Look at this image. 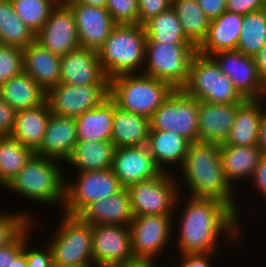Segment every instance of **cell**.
I'll list each match as a JSON object with an SVG mask.
<instances>
[{
    "label": "cell",
    "instance_id": "23",
    "mask_svg": "<svg viewBox=\"0 0 266 267\" xmlns=\"http://www.w3.org/2000/svg\"><path fill=\"white\" fill-rule=\"evenodd\" d=\"M265 111L266 98L246 99L237 108L229 136L220 146H257L259 127Z\"/></svg>",
    "mask_w": 266,
    "mask_h": 267
},
{
    "label": "cell",
    "instance_id": "28",
    "mask_svg": "<svg viewBox=\"0 0 266 267\" xmlns=\"http://www.w3.org/2000/svg\"><path fill=\"white\" fill-rule=\"evenodd\" d=\"M150 119L123 110L114 102V118L111 141L115 148L136 147L148 144Z\"/></svg>",
    "mask_w": 266,
    "mask_h": 267
},
{
    "label": "cell",
    "instance_id": "38",
    "mask_svg": "<svg viewBox=\"0 0 266 267\" xmlns=\"http://www.w3.org/2000/svg\"><path fill=\"white\" fill-rule=\"evenodd\" d=\"M14 11L35 34L44 26L55 5L50 0H11Z\"/></svg>",
    "mask_w": 266,
    "mask_h": 267
},
{
    "label": "cell",
    "instance_id": "30",
    "mask_svg": "<svg viewBox=\"0 0 266 267\" xmlns=\"http://www.w3.org/2000/svg\"><path fill=\"white\" fill-rule=\"evenodd\" d=\"M113 118L114 101L108 97L99 106L75 118L78 141H111Z\"/></svg>",
    "mask_w": 266,
    "mask_h": 267
},
{
    "label": "cell",
    "instance_id": "54",
    "mask_svg": "<svg viewBox=\"0 0 266 267\" xmlns=\"http://www.w3.org/2000/svg\"><path fill=\"white\" fill-rule=\"evenodd\" d=\"M55 6L70 5L73 0H50Z\"/></svg>",
    "mask_w": 266,
    "mask_h": 267
},
{
    "label": "cell",
    "instance_id": "24",
    "mask_svg": "<svg viewBox=\"0 0 266 267\" xmlns=\"http://www.w3.org/2000/svg\"><path fill=\"white\" fill-rule=\"evenodd\" d=\"M23 68L46 93L60 83L61 57L36 41L23 48Z\"/></svg>",
    "mask_w": 266,
    "mask_h": 267
},
{
    "label": "cell",
    "instance_id": "45",
    "mask_svg": "<svg viewBox=\"0 0 266 267\" xmlns=\"http://www.w3.org/2000/svg\"><path fill=\"white\" fill-rule=\"evenodd\" d=\"M220 252L216 253H197V254H179V259H177L178 263L170 262L166 266L161 267H213L210 259L217 258ZM217 255V256H216ZM181 258V259H180ZM211 261V262H210ZM169 265V266H168Z\"/></svg>",
    "mask_w": 266,
    "mask_h": 267
},
{
    "label": "cell",
    "instance_id": "11",
    "mask_svg": "<svg viewBox=\"0 0 266 267\" xmlns=\"http://www.w3.org/2000/svg\"><path fill=\"white\" fill-rule=\"evenodd\" d=\"M174 216L142 215L134 217L130 223L132 252L137 262H155L165 252L174 236ZM174 224V225H173ZM174 226V227H173ZM160 254V255H159Z\"/></svg>",
    "mask_w": 266,
    "mask_h": 267
},
{
    "label": "cell",
    "instance_id": "9",
    "mask_svg": "<svg viewBox=\"0 0 266 267\" xmlns=\"http://www.w3.org/2000/svg\"><path fill=\"white\" fill-rule=\"evenodd\" d=\"M196 53L194 44L147 42L142 74L181 89L189 78L190 63Z\"/></svg>",
    "mask_w": 266,
    "mask_h": 267
},
{
    "label": "cell",
    "instance_id": "39",
    "mask_svg": "<svg viewBox=\"0 0 266 267\" xmlns=\"http://www.w3.org/2000/svg\"><path fill=\"white\" fill-rule=\"evenodd\" d=\"M23 71V49L0 44V86Z\"/></svg>",
    "mask_w": 266,
    "mask_h": 267
},
{
    "label": "cell",
    "instance_id": "3",
    "mask_svg": "<svg viewBox=\"0 0 266 267\" xmlns=\"http://www.w3.org/2000/svg\"><path fill=\"white\" fill-rule=\"evenodd\" d=\"M58 161V162H57ZM60 160L33 154L18 174L4 187L38 204L61 206L65 203V172ZM62 168V169H61ZM64 173V174H63Z\"/></svg>",
    "mask_w": 266,
    "mask_h": 267
},
{
    "label": "cell",
    "instance_id": "46",
    "mask_svg": "<svg viewBox=\"0 0 266 267\" xmlns=\"http://www.w3.org/2000/svg\"><path fill=\"white\" fill-rule=\"evenodd\" d=\"M17 111L0 98V136L11 135L16 123Z\"/></svg>",
    "mask_w": 266,
    "mask_h": 267
},
{
    "label": "cell",
    "instance_id": "15",
    "mask_svg": "<svg viewBox=\"0 0 266 267\" xmlns=\"http://www.w3.org/2000/svg\"><path fill=\"white\" fill-rule=\"evenodd\" d=\"M210 57L245 99L266 98V88L252 56L244 55L238 50H229L216 52Z\"/></svg>",
    "mask_w": 266,
    "mask_h": 267
},
{
    "label": "cell",
    "instance_id": "4",
    "mask_svg": "<svg viewBox=\"0 0 266 267\" xmlns=\"http://www.w3.org/2000/svg\"><path fill=\"white\" fill-rule=\"evenodd\" d=\"M147 36L139 24H117L99 49L101 67L108 79L121 74L142 73Z\"/></svg>",
    "mask_w": 266,
    "mask_h": 267
},
{
    "label": "cell",
    "instance_id": "32",
    "mask_svg": "<svg viewBox=\"0 0 266 267\" xmlns=\"http://www.w3.org/2000/svg\"><path fill=\"white\" fill-rule=\"evenodd\" d=\"M115 146L112 141H77L71 157L65 162L76 172L100 171L112 168Z\"/></svg>",
    "mask_w": 266,
    "mask_h": 267
},
{
    "label": "cell",
    "instance_id": "42",
    "mask_svg": "<svg viewBox=\"0 0 266 267\" xmlns=\"http://www.w3.org/2000/svg\"><path fill=\"white\" fill-rule=\"evenodd\" d=\"M106 8L116 24H138L137 0H107Z\"/></svg>",
    "mask_w": 266,
    "mask_h": 267
},
{
    "label": "cell",
    "instance_id": "2",
    "mask_svg": "<svg viewBox=\"0 0 266 267\" xmlns=\"http://www.w3.org/2000/svg\"><path fill=\"white\" fill-rule=\"evenodd\" d=\"M180 172L174 173L180 176L176 180L179 190L182 183L187 196L193 198L214 199L225 203L240 219V210L233 193V187L227 181L220 159V145L208 142H192L188 147L187 154ZM185 181V182H184ZM189 191V192H188ZM235 198V200H234Z\"/></svg>",
    "mask_w": 266,
    "mask_h": 267
},
{
    "label": "cell",
    "instance_id": "18",
    "mask_svg": "<svg viewBox=\"0 0 266 267\" xmlns=\"http://www.w3.org/2000/svg\"><path fill=\"white\" fill-rule=\"evenodd\" d=\"M60 83L73 86L109 85L95 50L79 47L61 57Z\"/></svg>",
    "mask_w": 266,
    "mask_h": 267
},
{
    "label": "cell",
    "instance_id": "27",
    "mask_svg": "<svg viewBox=\"0 0 266 267\" xmlns=\"http://www.w3.org/2000/svg\"><path fill=\"white\" fill-rule=\"evenodd\" d=\"M51 114L47 100L38 107L17 111L16 123L11 136L35 153L43 142Z\"/></svg>",
    "mask_w": 266,
    "mask_h": 267
},
{
    "label": "cell",
    "instance_id": "49",
    "mask_svg": "<svg viewBox=\"0 0 266 267\" xmlns=\"http://www.w3.org/2000/svg\"><path fill=\"white\" fill-rule=\"evenodd\" d=\"M227 0H197L198 5L211 20L218 18L226 11Z\"/></svg>",
    "mask_w": 266,
    "mask_h": 267
},
{
    "label": "cell",
    "instance_id": "17",
    "mask_svg": "<svg viewBox=\"0 0 266 267\" xmlns=\"http://www.w3.org/2000/svg\"><path fill=\"white\" fill-rule=\"evenodd\" d=\"M112 170L124 188L162 172L155 164L148 144L115 148Z\"/></svg>",
    "mask_w": 266,
    "mask_h": 267
},
{
    "label": "cell",
    "instance_id": "44",
    "mask_svg": "<svg viewBox=\"0 0 266 267\" xmlns=\"http://www.w3.org/2000/svg\"><path fill=\"white\" fill-rule=\"evenodd\" d=\"M137 2L138 24L142 26L172 6V0H137Z\"/></svg>",
    "mask_w": 266,
    "mask_h": 267
},
{
    "label": "cell",
    "instance_id": "50",
    "mask_svg": "<svg viewBox=\"0 0 266 267\" xmlns=\"http://www.w3.org/2000/svg\"><path fill=\"white\" fill-rule=\"evenodd\" d=\"M257 66L258 74L261 82L266 88V45H264L259 52L253 56Z\"/></svg>",
    "mask_w": 266,
    "mask_h": 267
},
{
    "label": "cell",
    "instance_id": "35",
    "mask_svg": "<svg viewBox=\"0 0 266 267\" xmlns=\"http://www.w3.org/2000/svg\"><path fill=\"white\" fill-rule=\"evenodd\" d=\"M185 36L198 47L205 39L210 19L198 5L197 0H172Z\"/></svg>",
    "mask_w": 266,
    "mask_h": 267
},
{
    "label": "cell",
    "instance_id": "12",
    "mask_svg": "<svg viewBox=\"0 0 266 267\" xmlns=\"http://www.w3.org/2000/svg\"><path fill=\"white\" fill-rule=\"evenodd\" d=\"M150 131H173L190 143L199 141L198 100L175 89L150 118Z\"/></svg>",
    "mask_w": 266,
    "mask_h": 267
},
{
    "label": "cell",
    "instance_id": "37",
    "mask_svg": "<svg viewBox=\"0 0 266 267\" xmlns=\"http://www.w3.org/2000/svg\"><path fill=\"white\" fill-rule=\"evenodd\" d=\"M264 45H266V8L244 15L236 50L253 57Z\"/></svg>",
    "mask_w": 266,
    "mask_h": 267
},
{
    "label": "cell",
    "instance_id": "41",
    "mask_svg": "<svg viewBox=\"0 0 266 267\" xmlns=\"http://www.w3.org/2000/svg\"><path fill=\"white\" fill-rule=\"evenodd\" d=\"M24 248V228L0 247V267H28Z\"/></svg>",
    "mask_w": 266,
    "mask_h": 267
},
{
    "label": "cell",
    "instance_id": "51",
    "mask_svg": "<svg viewBox=\"0 0 266 267\" xmlns=\"http://www.w3.org/2000/svg\"><path fill=\"white\" fill-rule=\"evenodd\" d=\"M257 146L266 155V111L260 123Z\"/></svg>",
    "mask_w": 266,
    "mask_h": 267
},
{
    "label": "cell",
    "instance_id": "31",
    "mask_svg": "<svg viewBox=\"0 0 266 267\" xmlns=\"http://www.w3.org/2000/svg\"><path fill=\"white\" fill-rule=\"evenodd\" d=\"M263 155L258 146H220L223 171L230 185L234 187L238 180L247 182Z\"/></svg>",
    "mask_w": 266,
    "mask_h": 267
},
{
    "label": "cell",
    "instance_id": "48",
    "mask_svg": "<svg viewBox=\"0 0 266 267\" xmlns=\"http://www.w3.org/2000/svg\"><path fill=\"white\" fill-rule=\"evenodd\" d=\"M264 8V0H227L226 11L246 15Z\"/></svg>",
    "mask_w": 266,
    "mask_h": 267
},
{
    "label": "cell",
    "instance_id": "14",
    "mask_svg": "<svg viewBox=\"0 0 266 267\" xmlns=\"http://www.w3.org/2000/svg\"><path fill=\"white\" fill-rule=\"evenodd\" d=\"M109 97V85L73 86L59 83L47 93L52 114L77 118Z\"/></svg>",
    "mask_w": 266,
    "mask_h": 267
},
{
    "label": "cell",
    "instance_id": "10",
    "mask_svg": "<svg viewBox=\"0 0 266 267\" xmlns=\"http://www.w3.org/2000/svg\"><path fill=\"white\" fill-rule=\"evenodd\" d=\"M75 180L65 185L66 214L79 216L90 204L120 192L124 187L112 168L100 171L77 172Z\"/></svg>",
    "mask_w": 266,
    "mask_h": 267
},
{
    "label": "cell",
    "instance_id": "55",
    "mask_svg": "<svg viewBox=\"0 0 266 267\" xmlns=\"http://www.w3.org/2000/svg\"><path fill=\"white\" fill-rule=\"evenodd\" d=\"M52 267H67V266H60V265H55V264H53Z\"/></svg>",
    "mask_w": 266,
    "mask_h": 267
},
{
    "label": "cell",
    "instance_id": "20",
    "mask_svg": "<svg viewBox=\"0 0 266 267\" xmlns=\"http://www.w3.org/2000/svg\"><path fill=\"white\" fill-rule=\"evenodd\" d=\"M241 104H218L198 100L199 141L223 144L229 136L237 108Z\"/></svg>",
    "mask_w": 266,
    "mask_h": 267
},
{
    "label": "cell",
    "instance_id": "19",
    "mask_svg": "<svg viewBox=\"0 0 266 267\" xmlns=\"http://www.w3.org/2000/svg\"><path fill=\"white\" fill-rule=\"evenodd\" d=\"M69 6L75 16L80 46L98 52L117 25L107 8L85 4Z\"/></svg>",
    "mask_w": 266,
    "mask_h": 267
},
{
    "label": "cell",
    "instance_id": "8",
    "mask_svg": "<svg viewBox=\"0 0 266 267\" xmlns=\"http://www.w3.org/2000/svg\"><path fill=\"white\" fill-rule=\"evenodd\" d=\"M172 174L161 172L152 179L140 181L127 187L135 217L175 215L176 218L178 216L175 212L179 208L178 204H181L179 201L183 195L180 192L182 190H179L177 178H175L177 176Z\"/></svg>",
    "mask_w": 266,
    "mask_h": 267
},
{
    "label": "cell",
    "instance_id": "40",
    "mask_svg": "<svg viewBox=\"0 0 266 267\" xmlns=\"http://www.w3.org/2000/svg\"><path fill=\"white\" fill-rule=\"evenodd\" d=\"M32 214L0 212V247L10 242L30 221ZM32 219V220H31Z\"/></svg>",
    "mask_w": 266,
    "mask_h": 267
},
{
    "label": "cell",
    "instance_id": "7",
    "mask_svg": "<svg viewBox=\"0 0 266 267\" xmlns=\"http://www.w3.org/2000/svg\"><path fill=\"white\" fill-rule=\"evenodd\" d=\"M181 89L187 95L209 103H243L246 100L211 57L198 53L192 57L189 78Z\"/></svg>",
    "mask_w": 266,
    "mask_h": 267
},
{
    "label": "cell",
    "instance_id": "33",
    "mask_svg": "<svg viewBox=\"0 0 266 267\" xmlns=\"http://www.w3.org/2000/svg\"><path fill=\"white\" fill-rule=\"evenodd\" d=\"M35 33L19 18L11 0H0V44L25 48L35 41Z\"/></svg>",
    "mask_w": 266,
    "mask_h": 267
},
{
    "label": "cell",
    "instance_id": "53",
    "mask_svg": "<svg viewBox=\"0 0 266 267\" xmlns=\"http://www.w3.org/2000/svg\"><path fill=\"white\" fill-rule=\"evenodd\" d=\"M125 267H161V266H160V264L158 266V264H156V263H142V262H138V263H136L134 265L125 266Z\"/></svg>",
    "mask_w": 266,
    "mask_h": 267
},
{
    "label": "cell",
    "instance_id": "52",
    "mask_svg": "<svg viewBox=\"0 0 266 267\" xmlns=\"http://www.w3.org/2000/svg\"><path fill=\"white\" fill-rule=\"evenodd\" d=\"M107 0H73L71 4H85L95 7L106 8Z\"/></svg>",
    "mask_w": 266,
    "mask_h": 267
},
{
    "label": "cell",
    "instance_id": "36",
    "mask_svg": "<svg viewBox=\"0 0 266 267\" xmlns=\"http://www.w3.org/2000/svg\"><path fill=\"white\" fill-rule=\"evenodd\" d=\"M34 152L11 135L0 136V188H4L25 166Z\"/></svg>",
    "mask_w": 266,
    "mask_h": 267
},
{
    "label": "cell",
    "instance_id": "21",
    "mask_svg": "<svg viewBox=\"0 0 266 267\" xmlns=\"http://www.w3.org/2000/svg\"><path fill=\"white\" fill-rule=\"evenodd\" d=\"M77 141L76 119L51 114L43 142L35 154L65 163L71 157Z\"/></svg>",
    "mask_w": 266,
    "mask_h": 267
},
{
    "label": "cell",
    "instance_id": "5",
    "mask_svg": "<svg viewBox=\"0 0 266 267\" xmlns=\"http://www.w3.org/2000/svg\"><path fill=\"white\" fill-rule=\"evenodd\" d=\"M175 88L164 80L142 73L109 79V97L119 108L151 118Z\"/></svg>",
    "mask_w": 266,
    "mask_h": 267
},
{
    "label": "cell",
    "instance_id": "56",
    "mask_svg": "<svg viewBox=\"0 0 266 267\" xmlns=\"http://www.w3.org/2000/svg\"><path fill=\"white\" fill-rule=\"evenodd\" d=\"M264 8H266V0H264Z\"/></svg>",
    "mask_w": 266,
    "mask_h": 267
},
{
    "label": "cell",
    "instance_id": "1",
    "mask_svg": "<svg viewBox=\"0 0 266 267\" xmlns=\"http://www.w3.org/2000/svg\"><path fill=\"white\" fill-rule=\"evenodd\" d=\"M185 200L184 211L178 217L179 230H174L178 235L176 251H180L179 254L220 252L218 241L224 236L227 242L241 244V221L225 203L189 196Z\"/></svg>",
    "mask_w": 266,
    "mask_h": 267
},
{
    "label": "cell",
    "instance_id": "34",
    "mask_svg": "<svg viewBox=\"0 0 266 267\" xmlns=\"http://www.w3.org/2000/svg\"><path fill=\"white\" fill-rule=\"evenodd\" d=\"M147 42L169 44H193L183 32L180 20L171 6L158 16L151 18L144 25Z\"/></svg>",
    "mask_w": 266,
    "mask_h": 267
},
{
    "label": "cell",
    "instance_id": "25",
    "mask_svg": "<svg viewBox=\"0 0 266 267\" xmlns=\"http://www.w3.org/2000/svg\"><path fill=\"white\" fill-rule=\"evenodd\" d=\"M79 216L91 225L124 226H129L135 217L127 188L90 204Z\"/></svg>",
    "mask_w": 266,
    "mask_h": 267
},
{
    "label": "cell",
    "instance_id": "26",
    "mask_svg": "<svg viewBox=\"0 0 266 267\" xmlns=\"http://www.w3.org/2000/svg\"><path fill=\"white\" fill-rule=\"evenodd\" d=\"M148 145L157 167L162 172L173 173L176 165V173L183 165L190 142L173 131H149Z\"/></svg>",
    "mask_w": 266,
    "mask_h": 267
},
{
    "label": "cell",
    "instance_id": "47",
    "mask_svg": "<svg viewBox=\"0 0 266 267\" xmlns=\"http://www.w3.org/2000/svg\"><path fill=\"white\" fill-rule=\"evenodd\" d=\"M250 185H252L253 189L255 188L254 192L256 191L258 195L260 194V198L264 199L266 202V155L264 154L260 161L253 171L251 177L248 180ZM262 196V197H261Z\"/></svg>",
    "mask_w": 266,
    "mask_h": 267
},
{
    "label": "cell",
    "instance_id": "22",
    "mask_svg": "<svg viewBox=\"0 0 266 267\" xmlns=\"http://www.w3.org/2000/svg\"><path fill=\"white\" fill-rule=\"evenodd\" d=\"M244 15L225 11L210 21L208 33L197 47V53L210 57L220 51L236 50L242 31Z\"/></svg>",
    "mask_w": 266,
    "mask_h": 267
},
{
    "label": "cell",
    "instance_id": "29",
    "mask_svg": "<svg viewBox=\"0 0 266 267\" xmlns=\"http://www.w3.org/2000/svg\"><path fill=\"white\" fill-rule=\"evenodd\" d=\"M0 98L19 111L42 105L47 100V93L23 71L0 86Z\"/></svg>",
    "mask_w": 266,
    "mask_h": 267
},
{
    "label": "cell",
    "instance_id": "16",
    "mask_svg": "<svg viewBox=\"0 0 266 267\" xmlns=\"http://www.w3.org/2000/svg\"><path fill=\"white\" fill-rule=\"evenodd\" d=\"M35 41L60 57L80 46L75 16L69 5L55 6Z\"/></svg>",
    "mask_w": 266,
    "mask_h": 267
},
{
    "label": "cell",
    "instance_id": "6",
    "mask_svg": "<svg viewBox=\"0 0 266 267\" xmlns=\"http://www.w3.org/2000/svg\"><path fill=\"white\" fill-rule=\"evenodd\" d=\"M62 213L60 225L48 241L53 264L67 267H94L92 225L80 216Z\"/></svg>",
    "mask_w": 266,
    "mask_h": 267
},
{
    "label": "cell",
    "instance_id": "13",
    "mask_svg": "<svg viewBox=\"0 0 266 267\" xmlns=\"http://www.w3.org/2000/svg\"><path fill=\"white\" fill-rule=\"evenodd\" d=\"M94 267H125L138 263L132 252L130 226L92 225Z\"/></svg>",
    "mask_w": 266,
    "mask_h": 267
},
{
    "label": "cell",
    "instance_id": "43",
    "mask_svg": "<svg viewBox=\"0 0 266 267\" xmlns=\"http://www.w3.org/2000/svg\"><path fill=\"white\" fill-rule=\"evenodd\" d=\"M35 220L30 221L25 227H24V248L23 253L26 255L27 265L28 267H52L53 266V258H52V252L49 247V245L46 244V247L38 248L35 247L33 249V246L29 247L30 243V236L31 234L29 232H32L30 229L31 225H33Z\"/></svg>",
    "mask_w": 266,
    "mask_h": 267
}]
</instances>
